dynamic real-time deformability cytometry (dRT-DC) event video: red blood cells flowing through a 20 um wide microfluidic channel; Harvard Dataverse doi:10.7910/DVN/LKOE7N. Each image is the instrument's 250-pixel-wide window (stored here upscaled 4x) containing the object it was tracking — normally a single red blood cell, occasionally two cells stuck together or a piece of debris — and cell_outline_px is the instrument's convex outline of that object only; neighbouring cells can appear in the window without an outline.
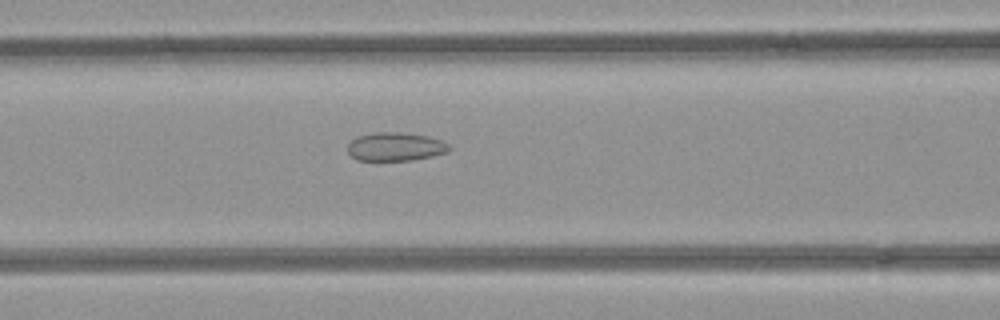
{"species": "common noctule bat (a hibernating species)", "species_latin": "Nyctalus noctula", "temperature_condition": "room temperature", "stored_images_in_passage": 36, "camera_frame_rate_fps": 3000, "um_per_image_px": 0.085, "animal": {"sex": "female", "body_mass_g": 21.9}, "frame": {"image": 1, "passage_image": 10, "time_ms": 3.0, "image_size_px": [1000, 320], "cell_outline_px": [[452, 148], [448, 152], [432, 156], [412, 160], [356, 160], [348, 152], [348, 144], [356, 136], [376, 132], [396, 132], [428, 136], [440, 140], [448, 144]], "centroid_in_image_um": [33.61, 12.47], "position_along_channel_um": 133.0, "area_um2": 16.82}}
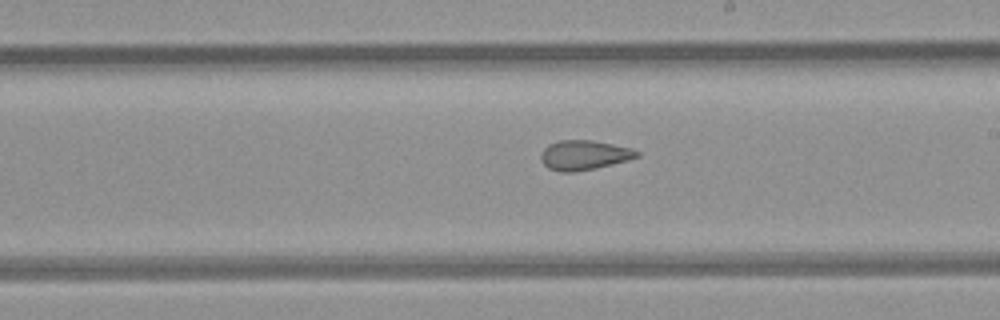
{"frame": {"image": 2, "passage_image": 18, "time_ms": 5.667, "image_size_px": [1000, 320], "cell_outline_px": [[640, 156], [628, 160], [596, 168], [576, 172], [560, 172], [548, 168], [540, 160], [540, 156], [544, 148], [548, 144], [560, 140], [592, 140], [632, 148], [640, 152]], "centroid_in_image_um": [49.64, 13.19], "position_along_channel_um": 239.4, "area_um2": 16.7}}
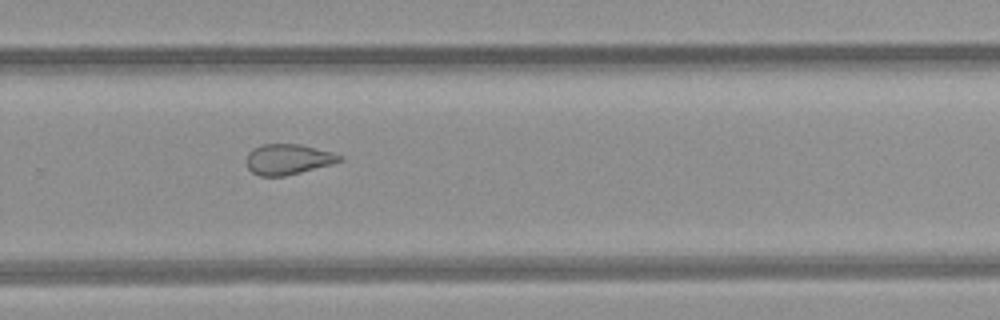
{"frame": {"image": 3, "passage_image": 23, "time_ms": 7.333, "image_size_px": [1000, 320], "cell_outline_px": [[344, 160], [332, 164], [284, 176], [260, 176], [252, 172], [248, 168], [248, 152], [264, 144], [300, 144], [332, 152], [344, 156]], "centroid_in_image_um": [24.53, 13.54], "position_along_channel_um": 305.3, "area_um2": 16.36}, "authors_computed_cell_mechanics": {"area_um2": 16.5019, "velocity_mm_per_s": 3.9824, "shape_relaxation_time_tau1_ms": null, "shape_relaxation_time_tau2_ms": 2.017, "deformation_change_tau1": null, "deformation_change_tau2": 0.1013}}